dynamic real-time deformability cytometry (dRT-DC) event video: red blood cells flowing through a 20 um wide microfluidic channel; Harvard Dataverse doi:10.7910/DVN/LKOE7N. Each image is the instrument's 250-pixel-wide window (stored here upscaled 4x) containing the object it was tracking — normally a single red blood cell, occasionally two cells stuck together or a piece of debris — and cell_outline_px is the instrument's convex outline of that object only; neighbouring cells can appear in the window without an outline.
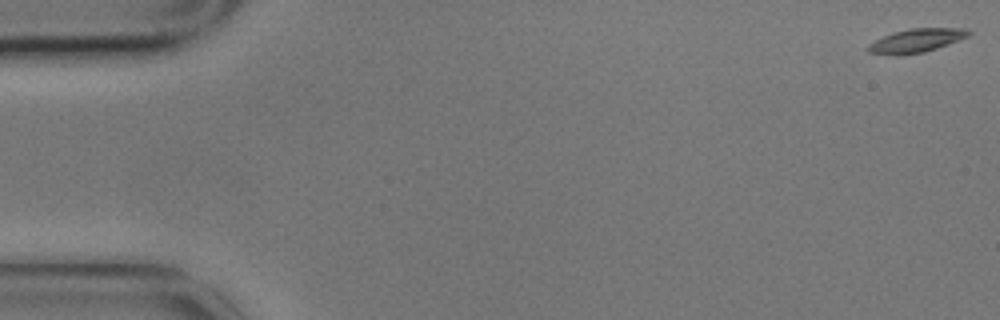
{"species": "common noctule bat (a hibernating species)", "species_latin": "Nyctalus noctula", "temperature_condition": "cold", "stored_images_in_passage": 4, "camera_frame_rate_fps": 3000, "um_per_image_px": 0.085, "animal": {"sex": "male", "body_mass_g": 17.9}, "frame": {"image": 1, "passage_image": 1, "time_ms": 0.0, "image_size_px": [1000, 320], "cell_outline_px": [[972, 32], [968, 36], [948, 44], [924, 52], [896, 56], [868, 52], [864, 48], [868, 44], [892, 32], [908, 28], [964, 28]], "centroid_in_image_um": [77.83, 3.45], "position_along_channel_um": 7.2, "area_um2": 13.93}}